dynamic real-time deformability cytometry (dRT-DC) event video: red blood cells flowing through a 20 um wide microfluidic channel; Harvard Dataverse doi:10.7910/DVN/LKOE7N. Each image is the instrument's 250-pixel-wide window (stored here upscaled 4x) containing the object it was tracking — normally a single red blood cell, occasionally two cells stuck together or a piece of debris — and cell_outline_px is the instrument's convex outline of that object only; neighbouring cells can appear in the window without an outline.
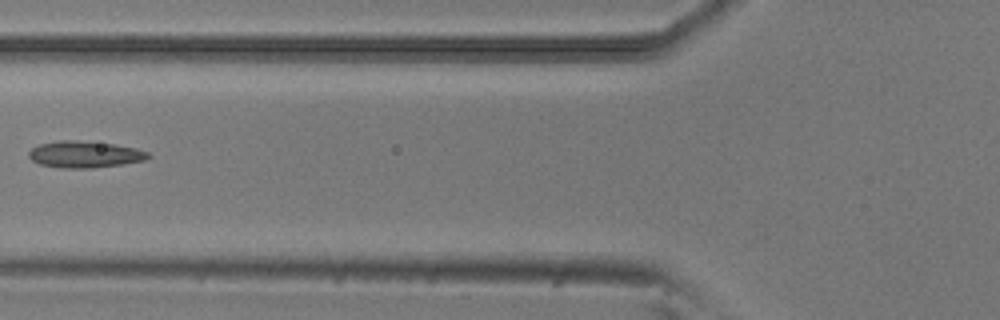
{"species": "common noctule bat (a hibernating species)", "species_latin": "Nyctalus noctula", "temperature_condition": "room temperature", "stored_images_in_passage": 7, "camera_frame_rate_fps": 3000, "um_per_image_px": 0.085, "animal": {"sex": "male", "body_mass_g": 20.5, "forearm_length_mm": 52.5}, "frame": {"image": 1, "passage_image": 5, "time_ms": 1.333, "image_size_px": [1000, 320], "cell_outline_px": [[152, 156], [144, 160], [120, 164], [92, 168], [60, 168], [40, 164], [32, 160], [28, 156], [28, 152], [32, 148], [40, 144], [60, 140], [76, 140], [116, 144], [136, 148], [148, 152]], "centroid_in_image_um": [7.2, 13.12], "position_along_channel_um": 118.6, "area_um2": 18.5}}
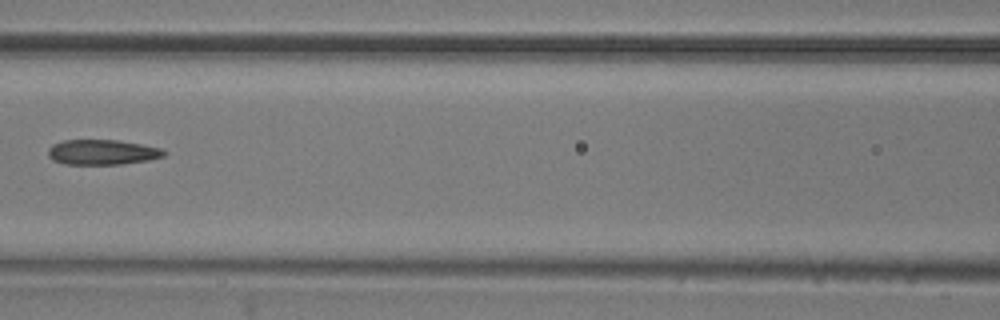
{"frame": {"image": 2, "passage_image": 6, "time_ms": 1.667, "image_size_px": [1000, 320], "cell_outline_px": [[164, 156], [148, 160], [120, 164], [64, 164], [52, 160], [48, 156], [48, 148], [52, 144], [64, 140], [120, 140], [160, 148], [164, 152]], "centroid_in_image_um": [8.63, 12.93], "position_along_channel_um": 158.0, "area_um2": 16.88}}
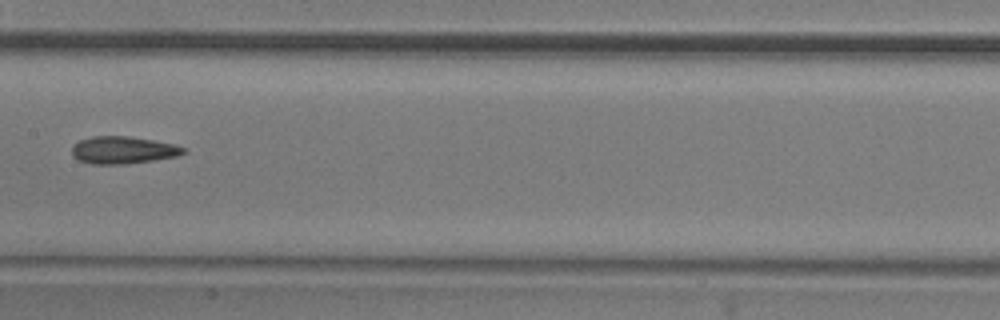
{"frame": {"image": 3, "passage_image": 7, "time_ms": 2.0, "image_size_px": [1000, 320], "cell_outline_px": [[188, 152], [180, 156], [124, 164], [92, 164], [80, 160], [72, 156], [72, 148], [80, 140], [92, 136], [128, 136], [176, 144], [184, 148]], "centroid_in_image_um": [10.5, 12.75], "position_along_channel_um": 196.9, "area_um2": 17.74}}